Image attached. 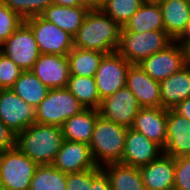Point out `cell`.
Instances as JSON below:
<instances>
[{"instance_id": "6da1fadb", "label": "cell", "mask_w": 190, "mask_h": 190, "mask_svg": "<svg viewBox=\"0 0 190 190\" xmlns=\"http://www.w3.org/2000/svg\"><path fill=\"white\" fill-rule=\"evenodd\" d=\"M121 27L100 9H92L86 14L82 26L77 31L74 47L99 51L104 54L116 52Z\"/></svg>"}, {"instance_id": "7a4b0ae2", "label": "cell", "mask_w": 190, "mask_h": 190, "mask_svg": "<svg viewBox=\"0 0 190 190\" xmlns=\"http://www.w3.org/2000/svg\"><path fill=\"white\" fill-rule=\"evenodd\" d=\"M63 140L61 127L34 123L17 135L16 146L39 166L51 165Z\"/></svg>"}, {"instance_id": "3957f363", "label": "cell", "mask_w": 190, "mask_h": 190, "mask_svg": "<svg viewBox=\"0 0 190 190\" xmlns=\"http://www.w3.org/2000/svg\"><path fill=\"white\" fill-rule=\"evenodd\" d=\"M128 128L98 115L89 144L92 157L98 167L120 163L124 153Z\"/></svg>"}, {"instance_id": "277c9868", "label": "cell", "mask_w": 190, "mask_h": 190, "mask_svg": "<svg viewBox=\"0 0 190 190\" xmlns=\"http://www.w3.org/2000/svg\"><path fill=\"white\" fill-rule=\"evenodd\" d=\"M174 40L165 31L133 33L121 31L117 53L130 64H139L156 52L166 49Z\"/></svg>"}, {"instance_id": "5b68a950", "label": "cell", "mask_w": 190, "mask_h": 190, "mask_svg": "<svg viewBox=\"0 0 190 190\" xmlns=\"http://www.w3.org/2000/svg\"><path fill=\"white\" fill-rule=\"evenodd\" d=\"M84 109L67 88L50 89L45 99L35 108V123L61 127L67 119Z\"/></svg>"}, {"instance_id": "8992f818", "label": "cell", "mask_w": 190, "mask_h": 190, "mask_svg": "<svg viewBox=\"0 0 190 190\" xmlns=\"http://www.w3.org/2000/svg\"><path fill=\"white\" fill-rule=\"evenodd\" d=\"M38 166L17 146L0 153V183L3 190H29Z\"/></svg>"}, {"instance_id": "52a82bcc", "label": "cell", "mask_w": 190, "mask_h": 190, "mask_svg": "<svg viewBox=\"0 0 190 190\" xmlns=\"http://www.w3.org/2000/svg\"><path fill=\"white\" fill-rule=\"evenodd\" d=\"M24 22L32 29L41 54L65 56L74 48L73 36L41 15Z\"/></svg>"}, {"instance_id": "ba28073f", "label": "cell", "mask_w": 190, "mask_h": 190, "mask_svg": "<svg viewBox=\"0 0 190 190\" xmlns=\"http://www.w3.org/2000/svg\"><path fill=\"white\" fill-rule=\"evenodd\" d=\"M1 52L23 71H31L41 55L34 33L25 22L3 42Z\"/></svg>"}, {"instance_id": "9c48e42d", "label": "cell", "mask_w": 190, "mask_h": 190, "mask_svg": "<svg viewBox=\"0 0 190 190\" xmlns=\"http://www.w3.org/2000/svg\"><path fill=\"white\" fill-rule=\"evenodd\" d=\"M131 64L117 52L105 54L95 74L101 100L126 86V76Z\"/></svg>"}, {"instance_id": "30bf717a", "label": "cell", "mask_w": 190, "mask_h": 190, "mask_svg": "<svg viewBox=\"0 0 190 190\" xmlns=\"http://www.w3.org/2000/svg\"><path fill=\"white\" fill-rule=\"evenodd\" d=\"M139 65L153 80L161 82L187 65L186 49L174 41L166 49L144 59Z\"/></svg>"}, {"instance_id": "8fae6325", "label": "cell", "mask_w": 190, "mask_h": 190, "mask_svg": "<svg viewBox=\"0 0 190 190\" xmlns=\"http://www.w3.org/2000/svg\"><path fill=\"white\" fill-rule=\"evenodd\" d=\"M0 120L18 135L35 123V108L11 89H0Z\"/></svg>"}, {"instance_id": "7c38bea8", "label": "cell", "mask_w": 190, "mask_h": 190, "mask_svg": "<svg viewBox=\"0 0 190 190\" xmlns=\"http://www.w3.org/2000/svg\"><path fill=\"white\" fill-rule=\"evenodd\" d=\"M141 106L136 96L126 86L101 100L99 115L118 125L131 128Z\"/></svg>"}, {"instance_id": "4fadbf2b", "label": "cell", "mask_w": 190, "mask_h": 190, "mask_svg": "<svg viewBox=\"0 0 190 190\" xmlns=\"http://www.w3.org/2000/svg\"><path fill=\"white\" fill-rule=\"evenodd\" d=\"M163 154V148L149 140L145 135L128 128L121 164L141 167L149 164Z\"/></svg>"}, {"instance_id": "5bb4252c", "label": "cell", "mask_w": 190, "mask_h": 190, "mask_svg": "<svg viewBox=\"0 0 190 190\" xmlns=\"http://www.w3.org/2000/svg\"><path fill=\"white\" fill-rule=\"evenodd\" d=\"M31 71L49 89L67 88L70 78L67 55L41 54Z\"/></svg>"}, {"instance_id": "9a60e30c", "label": "cell", "mask_w": 190, "mask_h": 190, "mask_svg": "<svg viewBox=\"0 0 190 190\" xmlns=\"http://www.w3.org/2000/svg\"><path fill=\"white\" fill-rule=\"evenodd\" d=\"M51 165L64 173L81 172L97 167L89 145L67 140H63Z\"/></svg>"}, {"instance_id": "2e32d148", "label": "cell", "mask_w": 190, "mask_h": 190, "mask_svg": "<svg viewBox=\"0 0 190 190\" xmlns=\"http://www.w3.org/2000/svg\"><path fill=\"white\" fill-rule=\"evenodd\" d=\"M126 87L136 96L141 108L161 107L160 82L153 80L139 64L129 66Z\"/></svg>"}, {"instance_id": "e0dca14e", "label": "cell", "mask_w": 190, "mask_h": 190, "mask_svg": "<svg viewBox=\"0 0 190 190\" xmlns=\"http://www.w3.org/2000/svg\"><path fill=\"white\" fill-rule=\"evenodd\" d=\"M163 154L178 158L190 156V120L167 109V138Z\"/></svg>"}, {"instance_id": "ac0fdd59", "label": "cell", "mask_w": 190, "mask_h": 190, "mask_svg": "<svg viewBox=\"0 0 190 190\" xmlns=\"http://www.w3.org/2000/svg\"><path fill=\"white\" fill-rule=\"evenodd\" d=\"M131 128L164 148L167 138V109L162 107L141 108L134 118Z\"/></svg>"}, {"instance_id": "d6986e66", "label": "cell", "mask_w": 190, "mask_h": 190, "mask_svg": "<svg viewBox=\"0 0 190 190\" xmlns=\"http://www.w3.org/2000/svg\"><path fill=\"white\" fill-rule=\"evenodd\" d=\"M145 187L154 190H174L175 158L162 154L147 165L140 167Z\"/></svg>"}, {"instance_id": "ffe728a7", "label": "cell", "mask_w": 190, "mask_h": 190, "mask_svg": "<svg viewBox=\"0 0 190 190\" xmlns=\"http://www.w3.org/2000/svg\"><path fill=\"white\" fill-rule=\"evenodd\" d=\"M164 31L176 41L190 20V0H160Z\"/></svg>"}, {"instance_id": "44dd1931", "label": "cell", "mask_w": 190, "mask_h": 190, "mask_svg": "<svg viewBox=\"0 0 190 190\" xmlns=\"http://www.w3.org/2000/svg\"><path fill=\"white\" fill-rule=\"evenodd\" d=\"M161 107L172 109L190 97V66H184L160 82Z\"/></svg>"}, {"instance_id": "7402d4cb", "label": "cell", "mask_w": 190, "mask_h": 190, "mask_svg": "<svg viewBox=\"0 0 190 190\" xmlns=\"http://www.w3.org/2000/svg\"><path fill=\"white\" fill-rule=\"evenodd\" d=\"M89 10L87 6L70 7L53 3L44 10L41 16L74 37Z\"/></svg>"}, {"instance_id": "603a6c76", "label": "cell", "mask_w": 190, "mask_h": 190, "mask_svg": "<svg viewBox=\"0 0 190 190\" xmlns=\"http://www.w3.org/2000/svg\"><path fill=\"white\" fill-rule=\"evenodd\" d=\"M98 115L97 109L85 108L67 119L61 126L63 139L89 145Z\"/></svg>"}, {"instance_id": "cb8c5ba5", "label": "cell", "mask_w": 190, "mask_h": 190, "mask_svg": "<svg viewBox=\"0 0 190 190\" xmlns=\"http://www.w3.org/2000/svg\"><path fill=\"white\" fill-rule=\"evenodd\" d=\"M121 31L133 33L164 31L162 11L158 2L144 1Z\"/></svg>"}, {"instance_id": "d4e9b609", "label": "cell", "mask_w": 190, "mask_h": 190, "mask_svg": "<svg viewBox=\"0 0 190 190\" xmlns=\"http://www.w3.org/2000/svg\"><path fill=\"white\" fill-rule=\"evenodd\" d=\"M107 174L112 190H144L139 167L112 163L102 167Z\"/></svg>"}, {"instance_id": "484cf974", "label": "cell", "mask_w": 190, "mask_h": 190, "mask_svg": "<svg viewBox=\"0 0 190 190\" xmlns=\"http://www.w3.org/2000/svg\"><path fill=\"white\" fill-rule=\"evenodd\" d=\"M11 90L36 108L45 99L50 89L32 71H23Z\"/></svg>"}, {"instance_id": "4316f807", "label": "cell", "mask_w": 190, "mask_h": 190, "mask_svg": "<svg viewBox=\"0 0 190 190\" xmlns=\"http://www.w3.org/2000/svg\"><path fill=\"white\" fill-rule=\"evenodd\" d=\"M104 53L74 47L68 54L70 75L95 77Z\"/></svg>"}, {"instance_id": "83f0119b", "label": "cell", "mask_w": 190, "mask_h": 190, "mask_svg": "<svg viewBox=\"0 0 190 190\" xmlns=\"http://www.w3.org/2000/svg\"><path fill=\"white\" fill-rule=\"evenodd\" d=\"M67 89L85 108L99 109L101 99L95 77L70 75Z\"/></svg>"}, {"instance_id": "f1b7e54d", "label": "cell", "mask_w": 190, "mask_h": 190, "mask_svg": "<svg viewBox=\"0 0 190 190\" xmlns=\"http://www.w3.org/2000/svg\"><path fill=\"white\" fill-rule=\"evenodd\" d=\"M67 173L52 165L38 166L29 190H66Z\"/></svg>"}, {"instance_id": "f546056e", "label": "cell", "mask_w": 190, "mask_h": 190, "mask_svg": "<svg viewBox=\"0 0 190 190\" xmlns=\"http://www.w3.org/2000/svg\"><path fill=\"white\" fill-rule=\"evenodd\" d=\"M143 2L144 0H103L100 10L122 28Z\"/></svg>"}, {"instance_id": "4dcf8cb0", "label": "cell", "mask_w": 190, "mask_h": 190, "mask_svg": "<svg viewBox=\"0 0 190 190\" xmlns=\"http://www.w3.org/2000/svg\"><path fill=\"white\" fill-rule=\"evenodd\" d=\"M12 11L22 19L41 15L46 8L53 4V0H2Z\"/></svg>"}, {"instance_id": "1f68e13d", "label": "cell", "mask_w": 190, "mask_h": 190, "mask_svg": "<svg viewBox=\"0 0 190 190\" xmlns=\"http://www.w3.org/2000/svg\"><path fill=\"white\" fill-rule=\"evenodd\" d=\"M24 22L17 13L0 0V40L5 42Z\"/></svg>"}, {"instance_id": "d6a6232c", "label": "cell", "mask_w": 190, "mask_h": 190, "mask_svg": "<svg viewBox=\"0 0 190 190\" xmlns=\"http://www.w3.org/2000/svg\"><path fill=\"white\" fill-rule=\"evenodd\" d=\"M23 70L0 52V89H11Z\"/></svg>"}, {"instance_id": "836d02e7", "label": "cell", "mask_w": 190, "mask_h": 190, "mask_svg": "<svg viewBox=\"0 0 190 190\" xmlns=\"http://www.w3.org/2000/svg\"><path fill=\"white\" fill-rule=\"evenodd\" d=\"M174 190H190V156L175 158Z\"/></svg>"}, {"instance_id": "e575fe53", "label": "cell", "mask_w": 190, "mask_h": 190, "mask_svg": "<svg viewBox=\"0 0 190 190\" xmlns=\"http://www.w3.org/2000/svg\"><path fill=\"white\" fill-rule=\"evenodd\" d=\"M66 190H90L92 185V169L67 173Z\"/></svg>"}, {"instance_id": "d590c367", "label": "cell", "mask_w": 190, "mask_h": 190, "mask_svg": "<svg viewBox=\"0 0 190 190\" xmlns=\"http://www.w3.org/2000/svg\"><path fill=\"white\" fill-rule=\"evenodd\" d=\"M17 135L0 120V153L16 147Z\"/></svg>"}, {"instance_id": "8d00e7d4", "label": "cell", "mask_w": 190, "mask_h": 190, "mask_svg": "<svg viewBox=\"0 0 190 190\" xmlns=\"http://www.w3.org/2000/svg\"><path fill=\"white\" fill-rule=\"evenodd\" d=\"M90 190H112L107 174L102 167L92 169V185Z\"/></svg>"}, {"instance_id": "74e56055", "label": "cell", "mask_w": 190, "mask_h": 190, "mask_svg": "<svg viewBox=\"0 0 190 190\" xmlns=\"http://www.w3.org/2000/svg\"><path fill=\"white\" fill-rule=\"evenodd\" d=\"M176 113L190 120V97L172 108Z\"/></svg>"}, {"instance_id": "f35d334b", "label": "cell", "mask_w": 190, "mask_h": 190, "mask_svg": "<svg viewBox=\"0 0 190 190\" xmlns=\"http://www.w3.org/2000/svg\"><path fill=\"white\" fill-rule=\"evenodd\" d=\"M183 48H186L190 44V20L186 30L183 34L176 40Z\"/></svg>"}, {"instance_id": "ab89813d", "label": "cell", "mask_w": 190, "mask_h": 190, "mask_svg": "<svg viewBox=\"0 0 190 190\" xmlns=\"http://www.w3.org/2000/svg\"><path fill=\"white\" fill-rule=\"evenodd\" d=\"M54 4L61 5V6H84L81 0H53Z\"/></svg>"}, {"instance_id": "60d3db41", "label": "cell", "mask_w": 190, "mask_h": 190, "mask_svg": "<svg viewBox=\"0 0 190 190\" xmlns=\"http://www.w3.org/2000/svg\"><path fill=\"white\" fill-rule=\"evenodd\" d=\"M81 2L84 6H87L90 10L100 9L103 4V0H81Z\"/></svg>"}, {"instance_id": "b9f144b4", "label": "cell", "mask_w": 190, "mask_h": 190, "mask_svg": "<svg viewBox=\"0 0 190 190\" xmlns=\"http://www.w3.org/2000/svg\"><path fill=\"white\" fill-rule=\"evenodd\" d=\"M185 49H186L187 65L190 66V44Z\"/></svg>"}, {"instance_id": "7bdbcfd3", "label": "cell", "mask_w": 190, "mask_h": 190, "mask_svg": "<svg viewBox=\"0 0 190 190\" xmlns=\"http://www.w3.org/2000/svg\"><path fill=\"white\" fill-rule=\"evenodd\" d=\"M144 1L158 2V1H160V0H144Z\"/></svg>"}, {"instance_id": "ee69618b", "label": "cell", "mask_w": 190, "mask_h": 190, "mask_svg": "<svg viewBox=\"0 0 190 190\" xmlns=\"http://www.w3.org/2000/svg\"><path fill=\"white\" fill-rule=\"evenodd\" d=\"M2 44H3V42L0 40V52H1V49H2Z\"/></svg>"}, {"instance_id": "f6af8a7d", "label": "cell", "mask_w": 190, "mask_h": 190, "mask_svg": "<svg viewBox=\"0 0 190 190\" xmlns=\"http://www.w3.org/2000/svg\"><path fill=\"white\" fill-rule=\"evenodd\" d=\"M144 190H154V189H151V188L145 187Z\"/></svg>"}]
</instances>
